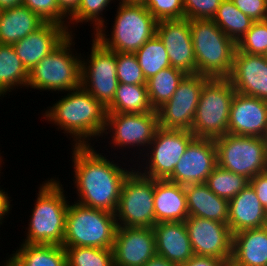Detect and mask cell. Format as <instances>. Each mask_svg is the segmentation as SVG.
I'll return each mask as SVG.
<instances>
[{
	"label": "cell",
	"instance_id": "1",
	"mask_svg": "<svg viewBox=\"0 0 267 266\" xmlns=\"http://www.w3.org/2000/svg\"><path fill=\"white\" fill-rule=\"evenodd\" d=\"M71 148L76 202L115 214L123 181L133 168L119 167L91 145Z\"/></svg>",
	"mask_w": 267,
	"mask_h": 266
},
{
	"label": "cell",
	"instance_id": "2",
	"mask_svg": "<svg viewBox=\"0 0 267 266\" xmlns=\"http://www.w3.org/2000/svg\"><path fill=\"white\" fill-rule=\"evenodd\" d=\"M65 95L45 111L43 118L64 130V134L69 133L74 146L90 145L89 141L93 138L103 137L107 108L83 87L70 90Z\"/></svg>",
	"mask_w": 267,
	"mask_h": 266
},
{
	"label": "cell",
	"instance_id": "3",
	"mask_svg": "<svg viewBox=\"0 0 267 266\" xmlns=\"http://www.w3.org/2000/svg\"><path fill=\"white\" fill-rule=\"evenodd\" d=\"M60 180L51 178L42 183L30 215L27 237L22 243L63 246L69 202Z\"/></svg>",
	"mask_w": 267,
	"mask_h": 266
},
{
	"label": "cell",
	"instance_id": "4",
	"mask_svg": "<svg viewBox=\"0 0 267 266\" xmlns=\"http://www.w3.org/2000/svg\"><path fill=\"white\" fill-rule=\"evenodd\" d=\"M190 29L196 73L209 78H228L236 43L210 19L190 20Z\"/></svg>",
	"mask_w": 267,
	"mask_h": 266
},
{
	"label": "cell",
	"instance_id": "5",
	"mask_svg": "<svg viewBox=\"0 0 267 266\" xmlns=\"http://www.w3.org/2000/svg\"><path fill=\"white\" fill-rule=\"evenodd\" d=\"M117 228L115 214L69 202L63 247L113 249Z\"/></svg>",
	"mask_w": 267,
	"mask_h": 266
},
{
	"label": "cell",
	"instance_id": "6",
	"mask_svg": "<svg viewBox=\"0 0 267 266\" xmlns=\"http://www.w3.org/2000/svg\"><path fill=\"white\" fill-rule=\"evenodd\" d=\"M118 5L111 34L99 28L92 36L109 50L135 53L156 34L158 21L143 4Z\"/></svg>",
	"mask_w": 267,
	"mask_h": 266
},
{
	"label": "cell",
	"instance_id": "7",
	"mask_svg": "<svg viewBox=\"0 0 267 266\" xmlns=\"http://www.w3.org/2000/svg\"><path fill=\"white\" fill-rule=\"evenodd\" d=\"M73 37L70 34L29 71L27 88L66 93L81 87L82 56L72 51L75 50L71 48L75 45Z\"/></svg>",
	"mask_w": 267,
	"mask_h": 266
},
{
	"label": "cell",
	"instance_id": "8",
	"mask_svg": "<svg viewBox=\"0 0 267 266\" xmlns=\"http://www.w3.org/2000/svg\"><path fill=\"white\" fill-rule=\"evenodd\" d=\"M235 93L228 78H209L204 83L191 129L195 138L215 140L228 133Z\"/></svg>",
	"mask_w": 267,
	"mask_h": 266
},
{
	"label": "cell",
	"instance_id": "9",
	"mask_svg": "<svg viewBox=\"0 0 267 266\" xmlns=\"http://www.w3.org/2000/svg\"><path fill=\"white\" fill-rule=\"evenodd\" d=\"M133 168L123 181L115 212L118 227H153L155 179Z\"/></svg>",
	"mask_w": 267,
	"mask_h": 266
},
{
	"label": "cell",
	"instance_id": "10",
	"mask_svg": "<svg viewBox=\"0 0 267 266\" xmlns=\"http://www.w3.org/2000/svg\"><path fill=\"white\" fill-rule=\"evenodd\" d=\"M217 165L249 180L267 171V148L262 137L225 134L215 139Z\"/></svg>",
	"mask_w": 267,
	"mask_h": 266
},
{
	"label": "cell",
	"instance_id": "11",
	"mask_svg": "<svg viewBox=\"0 0 267 266\" xmlns=\"http://www.w3.org/2000/svg\"><path fill=\"white\" fill-rule=\"evenodd\" d=\"M88 59L81 58V87L108 108L118 87L116 52L93 37Z\"/></svg>",
	"mask_w": 267,
	"mask_h": 266
},
{
	"label": "cell",
	"instance_id": "12",
	"mask_svg": "<svg viewBox=\"0 0 267 266\" xmlns=\"http://www.w3.org/2000/svg\"><path fill=\"white\" fill-rule=\"evenodd\" d=\"M194 138V134L189 130L163 129L159 127L154 139L149 144V149H146L149 153L146 151L147 154L144 153L143 155L148 158L145 161L146 163H143V165L141 163L137 170L147 177L166 180L173 173L186 147ZM140 167L143 169H140Z\"/></svg>",
	"mask_w": 267,
	"mask_h": 266
},
{
	"label": "cell",
	"instance_id": "13",
	"mask_svg": "<svg viewBox=\"0 0 267 266\" xmlns=\"http://www.w3.org/2000/svg\"><path fill=\"white\" fill-rule=\"evenodd\" d=\"M208 79L197 73L187 74L173 96L156 110L159 127L191 131L200 93Z\"/></svg>",
	"mask_w": 267,
	"mask_h": 266
},
{
	"label": "cell",
	"instance_id": "14",
	"mask_svg": "<svg viewBox=\"0 0 267 266\" xmlns=\"http://www.w3.org/2000/svg\"><path fill=\"white\" fill-rule=\"evenodd\" d=\"M159 128L157 112L144 113H107L106 128L104 134H110L111 143L115 148H137L142 154L146 152L149 144L154 139L155 133ZM108 130V132H107ZM132 146V147H131ZM140 147H144L140 149ZM144 150V151H143ZM143 151V152H142Z\"/></svg>",
	"mask_w": 267,
	"mask_h": 266
},
{
	"label": "cell",
	"instance_id": "15",
	"mask_svg": "<svg viewBox=\"0 0 267 266\" xmlns=\"http://www.w3.org/2000/svg\"><path fill=\"white\" fill-rule=\"evenodd\" d=\"M196 256L232 259L233 234L228 224L189 216L184 221Z\"/></svg>",
	"mask_w": 267,
	"mask_h": 266
},
{
	"label": "cell",
	"instance_id": "16",
	"mask_svg": "<svg viewBox=\"0 0 267 266\" xmlns=\"http://www.w3.org/2000/svg\"><path fill=\"white\" fill-rule=\"evenodd\" d=\"M216 166L215 140L194 138L166 180L182 186L205 183Z\"/></svg>",
	"mask_w": 267,
	"mask_h": 266
},
{
	"label": "cell",
	"instance_id": "17",
	"mask_svg": "<svg viewBox=\"0 0 267 266\" xmlns=\"http://www.w3.org/2000/svg\"><path fill=\"white\" fill-rule=\"evenodd\" d=\"M156 35L168 53L170 65L186 74H196V58L187 18L157 22Z\"/></svg>",
	"mask_w": 267,
	"mask_h": 266
},
{
	"label": "cell",
	"instance_id": "18",
	"mask_svg": "<svg viewBox=\"0 0 267 266\" xmlns=\"http://www.w3.org/2000/svg\"><path fill=\"white\" fill-rule=\"evenodd\" d=\"M156 255L152 227H118L113 245L114 266H144Z\"/></svg>",
	"mask_w": 267,
	"mask_h": 266
},
{
	"label": "cell",
	"instance_id": "19",
	"mask_svg": "<svg viewBox=\"0 0 267 266\" xmlns=\"http://www.w3.org/2000/svg\"><path fill=\"white\" fill-rule=\"evenodd\" d=\"M228 79L237 93L267 101V60L263 55L236 49Z\"/></svg>",
	"mask_w": 267,
	"mask_h": 266
},
{
	"label": "cell",
	"instance_id": "20",
	"mask_svg": "<svg viewBox=\"0 0 267 266\" xmlns=\"http://www.w3.org/2000/svg\"><path fill=\"white\" fill-rule=\"evenodd\" d=\"M267 126V101L235 93L229 114L228 134L262 137Z\"/></svg>",
	"mask_w": 267,
	"mask_h": 266
},
{
	"label": "cell",
	"instance_id": "21",
	"mask_svg": "<svg viewBox=\"0 0 267 266\" xmlns=\"http://www.w3.org/2000/svg\"><path fill=\"white\" fill-rule=\"evenodd\" d=\"M69 35L70 33L65 26L58 23L45 22L35 32L30 33L12 46L24 67L30 71Z\"/></svg>",
	"mask_w": 267,
	"mask_h": 266
},
{
	"label": "cell",
	"instance_id": "22",
	"mask_svg": "<svg viewBox=\"0 0 267 266\" xmlns=\"http://www.w3.org/2000/svg\"><path fill=\"white\" fill-rule=\"evenodd\" d=\"M152 228L155 234L156 255L178 266L195 255L184 222H161Z\"/></svg>",
	"mask_w": 267,
	"mask_h": 266
},
{
	"label": "cell",
	"instance_id": "23",
	"mask_svg": "<svg viewBox=\"0 0 267 266\" xmlns=\"http://www.w3.org/2000/svg\"><path fill=\"white\" fill-rule=\"evenodd\" d=\"M267 225V212L258 199L254 188L248 184L229 200L228 226L232 234Z\"/></svg>",
	"mask_w": 267,
	"mask_h": 266
},
{
	"label": "cell",
	"instance_id": "24",
	"mask_svg": "<svg viewBox=\"0 0 267 266\" xmlns=\"http://www.w3.org/2000/svg\"><path fill=\"white\" fill-rule=\"evenodd\" d=\"M154 213L156 224L184 222L189 217L184 186L155 179Z\"/></svg>",
	"mask_w": 267,
	"mask_h": 266
},
{
	"label": "cell",
	"instance_id": "25",
	"mask_svg": "<svg viewBox=\"0 0 267 266\" xmlns=\"http://www.w3.org/2000/svg\"><path fill=\"white\" fill-rule=\"evenodd\" d=\"M231 266H267V225L233 234Z\"/></svg>",
	"mask_w": 267,
	"mask_h": 266
},
{
	"label": "cell",
	"instance_id": "26",
	"mask_svg": "<svg viewBox=\"0 0 267 266\" xmlns=\"http://www.w3.org/2000/svg\"><path fill=\"white\" fill-rule=\"evenodd\" d=\"M189 216L228 224L229 201L213 193L205 183L184 186Z\"/></svg>",
	"mask_w": 267,
	"mask_h": 266
},
{
	"label": "cell",
	"instance_id": "27",
	"mask_svg": "<svg viewBox=\"0 0 267 266\" xmlns=\"http://www.w3.org/2000/svg\"><path fill=\"white\" fill-rule=\"evenodd\" d=\"M45 23L24 5L3 9L0 16V44L13 45Z\"/></svg>",
	"mask_w": 267,
	"mask_h": 266
},
{
	"label": "cell",
	"instance_id": "28",
	"mask_svg": "<svg viewBox=\"0 0 267 266\" xmlns=\"http://www.w3.org/2000/svg\"><path fill=\"white\" fill-rule=\"evenodd\" d=\"M11 255L7 259L9 266H67L66 251L61 245L21 243Z\"/></svg>",
	"mask_w": 267,
	"mask_h": 266
},
{
	"label": "cell",
	"instance_id": "29",
	"mask_svg": "<svg viewBox=\"0 0 267 266\" xmlns=\"http://www.w3.org/2000/svg\"><path fill=\"white\" fill-rule=\"evenodd\" d=\"M157 112L151 106L147 86L119 83L107 113Z\"/></svg>",
	"mask_w": 267,
	"mask_h": 266
},
{
	"label": "cell",
	"instance_id": "30",
	"mask_svg": "<svg viewBox=\"0 0 267 266\" xmlns=\"http://www.w3.org/2000/svg\"><path fill=\"white\" fill-rule=\"evenodd\" d=\"M29 71L12 45L0 44V97L16 87H27ZM5 94V95H4Z\"/></svg>",
	"mask_w": 267,
	"mask_h": 266
},
{
	"label": "cell",
	"instance_id": "31",
	"mask_svg": "<svg viewBox=\"0 0 267 266\" xmlns=\"http://www.w3.org/2000/svg\"><path fill=\"white\" fill-rule=\"evenodd\" d=\"M187 74L172 66L146 80L149 100L154 110L167 102Z\"/></svg>",
	"mask_w": 267,
	"mask_h": 266
},
{
	"label": "cell",
	"instance_id": "32",
	"mask_svg": "<svg viewBox=\"0 0 267 266\" xmlns=\"http://www.w3.org/2000/svg\"><path fill=\"white\" fill-rule=\"evenodd\" d=\"M236 44L251 28L254 20L241 12L231 0H223L212 19Z\"/></svg>",
	"mask_w": 267,
	"mask_h": 266
},
{
	"label": "cell",
	"instance_id": "33",
	"mask_svg": "<svg viewBox=\"0 0 267 266\" xmlns=\"http://www.w3.org/2000/svg\"><path fill=\"white\" fill-rule=\"evenodd\" d=\"M135 56L146 80L171 66L166 48L156 34L135 52Z\"/></svg>",
	"mask_w": 267,
	"mask_h": 266
},
{
	"label": "cell",
	"instance_id": "34",
	"mask_svg": "<svg viewBox=\"0 0 267 266\" xmlns=\"http://www.w3.org/2000/svg\"><path fill=\"white\" fill-rule=\"evenodd\" d=\"M205 184L217 196L229 201L250 184V180L217 165L207 177Z\"/></svg>",
	"mask_w": 267,
	"mask_h": 266
},
{
	"label": "cell",
	"instance_id": "35",
	"mask_svg": "<svg viewBox=\"0 0 267 266\" xmlns=\"http://www.w3.org/2000/svg\"><path fill=\"white\" fill-rule=\"evenodd\" d=\"M67 266H114L113 249L64 247Z\"/></svg>",
	"mask_w": 267,
	"mask_h": 266
},
{
	"label": "cell",
	"instance_id": "36",
	"mask_svg": "<svg viewBox=\"0 0 267 266\" xmlns=\"http://www.w3.org/2000/svg\"><path fill=\"white\" fill-rule=\"evenodd\" d=\"M113 0H81L77 10L69 17V33L73 34L71 30L72 24L91 22L93 24V28L95 29L93 32H96L99 28H105V19L100 16L105 12L103 10L108 8V5L111 4ZM71 23V24H70Z\"/></svg>",
	"mask_w": 267,
	"mask_h": 266
},
{
	"label": "cell",
	"instance_id": "37",
	"mask_svg": "<svg viewBox=\"0 0 267 266\" xmlns=\"http://www.w3.org/2000/svg\"><path fill=\"white\" fill-rule=\"evenodd\" d=\"M236 45L239 52L263 55L267 49V20L254 21Z\"/></svg>",
	"mask_w": 267,
	"mask_h": 266
},
{
	"label": "cell",
	"instance_id": "38",
	"mask_svg": "<svg viewBox=\"0 0 267 266\" xmlns=\"http://www.w3.org/2000/svg\"><path fill=\"white\" fill-rule=\"evenodd\" d=\"M116 65L119 83L146 85V79L135 53L116 52Z\"/></svg>",
	"mask_w": 267,
	"mask_h": 266
},
{
	"label": "cell",
	"instance_id": "39",
	"mask_svg": "<svg viewBox=\"0 0 267 266\" xmlns=\"http://www.w3.org/2000/svg\"><path fill=\"white\" fill-rule=\"evenodd\" d=\"M22 5L29 8L45 22L58 23L69 31L67 20L69 17L60 9L57 0H23Z\"/></svg>",
	"mask_w": 267,
	"mask_h": 266
},
{
	"label": "cell",
	"instance_id": "40",
	"mask_svg": "<svg viewBox=\"0 0 267 266\" xmlns=\"http://www.w3.org/2000/svg\"><path fill=\"white\" fill-rule=\"evenodd\" d=\"M143 5L157 21L184 18L183 0H145Z\"/></svg>",
	"mask_w": 267,
	"mask_h": 266
},
{
	"label": "cell",
	"instance_id": "41",
	"mask_svg": "<svg viewBox=\"0 0 267 266\" xmlns=\"http://www.w3.org/2000/svg\"><path fill=\"white\" fill-rule=\"evenodd\" d=\"M223 0H183L184 18L210 19L215 16Z\"/></svg>",
	"mask_w": 267,
	"mask_h": 266
},
{
	"label": "cell",
	"instance_id": "42",
	"mask_svg": "<svg viewBox=\"0 0 267 266\" xmlns=\"http://www.w3.org/2000/svg\"><path fill=\"white\" fill-rule=\"evenodd\" d=\"M233 4L254 21L267 20L266 0H231Z\"/></svg>",
	"mask_w": 267,
	"mask_h": 266
},
{
	"label": "cell",
	"instance_id": "43",
	"mask_svg": "<svg viewBox=\"0 0 267 266\" xmlns=\"http://www.w3.org/2000/svg\"><path fill=\"white\" fill-rule=\"evenodd\" d=\"M250 184L267 212V171L259 173L250 179Z\"/></svg>",
	"mask_w": 267,
	"mask_h": 266
},
{
	"label": "cell",
	"instance_id": "44",
	"mask_svg": "<svg viewBox=\"0 0 267 266\" xmlns=\"http://www.w3.org/2000/svg\"><path fill=\"white\" fill-rule=\"evenodd\" d=\"M230 262L231 261H227L220 258L194 255L186 263L180 266H231Z\"/></svg>",
	"mask_w": 267,
	"mask_h": 266
},
{
	"label": "cell",
	"instance_id": "45",
	"mask_svg": "<svg viewBox=\"0 0 267 266\" xmlns=\"http://www.w3.org/2000/svg\"><path fill=\"white\" fill-rule=\"evenodd\" d=\"M11 201L7 192L0 189V225H2V220H4V216L8 215L11 210Z\"/></svg>",
	"mask_w": 267,
	"mask_h": 266
},
{
	"label": "cell",
	"instance_id": "46",
	"mask_svg": "<svg viewBox=\"0 0 267 266\" xmlns=\"http://www.w3.org/2000/svg\"><path fill=\"white\" fill-rule=\"evenodd\" d=\"M81 0H57L60 9L70 17L78 8Z\"/></svg>",
	"mask_w": 267,
	"mask_h": 266
},
{
	"label": "cell",
	"instance_id": "47",
	"mask_svg": "<svg viewBox=\"0 0 267 266\" xmlns=\"http://www.w3.org/2000/svg\"><path fill=\"white\" fill-rule=\"evenodd\" d=\"M144 266H178L177 264L168 261L164 257L155 255Z\"/></svg>",
	"mask_w": 267,
	"mask_h": 266
},
{
	"label": "cell",
	"instance_id": "48",
	"mask_svg": "<svg viewBox=\"0 0 267 266\" xmlns=\"http://www.w3.org/2000/svg\"><path fill=\"white\" fill-rule=\"evenodd\" d=\"M23 0H0V9L12 8L14 6L22 5Z\"/></svg>",
	"mask_w": 267,
	"mask_h": 266
},
{
	"label": "cell",
	"instance_id": "49",
	"mask_svg": "<svg viewBox=\"0 0 267 266\" xmlns=\"http://www.w3.org/2000/svg\"><path fill=\"white\" fill-rule=\"evenodd\" d=\"M119 2L127 4H143L145 0H119Z\"/></svg>",
	"mask_w": 267,
	"mask_h": 266
},
{
	"label": "cell",
	"instance_id": "50",
	"mask_svg": "<svg viewBox=\"0 0 267 266\" xmlns=\"http://www.w3.org/2000/svg\"><path fill=\"white\" fill-rule=\"evenodd\" d=\"M262 140L264 141V144L266 145V148H267V126H266L265 132L262 136Z\"/></svg>",
	"mask_w": 267,
	"mask_h": 266
},
{
	"label": "cell",
	"instance_id": "51",
	"mask_svg": "<svg viewBox=\"0 0 267 266\" xmlns=\"http://www.w3.org/2000/svg\"><path fill=\"white\" fill-rule=\"evenodd\" d=\"M2 158V156H1V154H0V169L2 168V166H1V164H2V161H3V159H1ZM1 171V170H0Z\"/></svg>",
	"mask_w": 267,
	"mask_h": 266
},
{
	"label": "cell",
	"instance_id": "52",
	"mask_svg": "<svg viewBox=\"0 0 267 266\" xmlns=\"http://www.w3.org/2000/svg\"><path fill=\"white\" fill-rule=\"evenodd\" d=\"M263 56H264L265 59L267 60V49H266L265 53L263 54Z\"/></svg>",
	"mask_w": 267,
	"mask_h": 266
},
{
	"label": "cell",
	"instance_id": "53",
	"mask_svg": "<svg viewBox=\"0 0 267 266\" xmlns=\"http://www.w3.org/2000/svg\"><path fill=\"white\" fill-rule=\"evenodd\" d=\"M7 263H8V260H6V261L4 262V265H3V266H9Z\"/></svg>",
	"mask_w": 267,
	"mask_h": 266
}]
</instances>
